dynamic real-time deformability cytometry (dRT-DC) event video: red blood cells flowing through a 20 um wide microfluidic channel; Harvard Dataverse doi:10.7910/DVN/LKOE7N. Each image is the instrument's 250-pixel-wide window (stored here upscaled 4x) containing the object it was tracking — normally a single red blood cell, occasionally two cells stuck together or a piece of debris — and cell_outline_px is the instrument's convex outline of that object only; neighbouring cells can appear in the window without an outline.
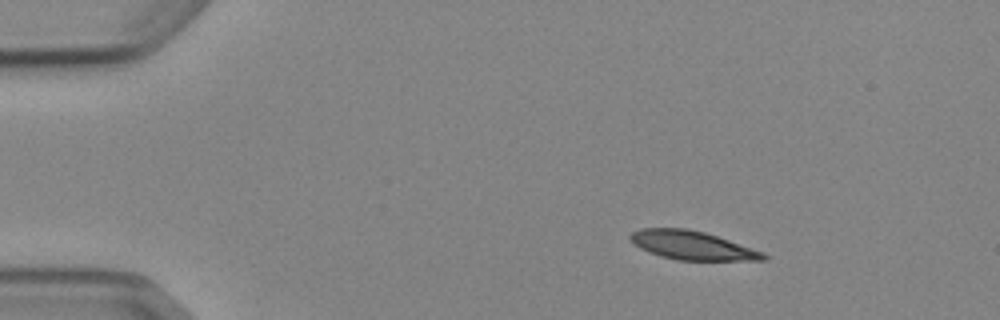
{"species": "Egyptian fruit bat (a non-hibernating species)", "species_latin": "Rousettus aegyptiacus", "temperature_condition": "cold", "stored_images_in_passage": 3, "camera_frame_rate_fps": 3000, "um_per_image_px": 0.085, "animal": {"sex": "female"}, "frame": {"image": 1, "passage_image": 1, "time_ms": 0.0, "image_size_px": [1000, 320], "cell_outline_px": [[768, 260], [676, 260], [660, 256], [648, 252], [640, 248], [628, 236], [632, 232], [640, 228], [684, 228], [704, 232], [764, 252], [768, 256]], "centroid_in_image_um": [58.83, 20.86], "position_along_channel_um": 26.2, "area_um2": 22.08}}